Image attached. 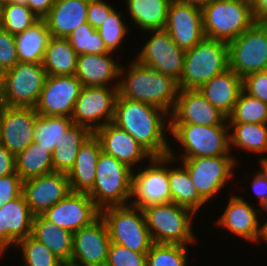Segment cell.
<instances>
[{
    "label": "cell",
    "mask_w": 267,
    "mask_h": 266,
    "mask_svg": "<svg viewBox=\"0 0 267 266\" xmlns=\"http://www.w3.org/2000/svg\"><path fill=\"white\" fill-rule=\"evenodd\" d=\"M112 122L128 132L153 157H165L172 148L166 136L170 133V115L163 109L118 95Z\"/></svg>",
    "instance_id": "cell-1"
},
{
    "label": "cell",
    "mask_w": 267,
    "mask_h": 266,
    "mask_svg": "<svg viewBox=\"0 0 267 266\" xmlns=\"http://www.w3.org/2000/svg\"><path fill=\"white\" fill-rule=\"evenodd\" d=\"M130 63L129 69L121 64L118 95L163 109L171 115L177 102L178 81L172 76L139 64L135 59Z\"/></svg>",
    "instance_id": "cell-2"
},
{
    "label": "cell",
    "mask_w": 267,
    "mask_h": 266,
    "mask_svg": "<svg viewBox=\"0 0 267 266\" xmlns=\"http://www.w3.org/2000/svg\"><path fill=\"white\" fill-rule=\"evenodd\" d=\"M201 8L205 37L226 43L239 37L257 21L250 0H214Z\"/></svg>",
    "instance_id": "cell-3"
},
{
    "label": "cell",
    "mask_w": 267,
    "mask_h": 266,
    "mask_svg": "<svg viewBox=\"0 0 267 266\" xmlns=\"http://www.w3.org/2000/svg\"><path fill=\"white\" fill-rule=\"evenodd\" d=\"M169 134L183 148L177 156L170 149L168 155L173 159L235 156L230 150L229 125L170 124Z\"/></svg>",
    "instance_id": "cell-4"
},
{
    "label": "cell",
    "mask_w": 267,
    "mask_h": 266,
    "mask_svg": "<svg viewBox=\"0 0 267 266\" xmlns=\"http://www.w3.org/2000/svg\"><path fill=\"white\" fill-rule=\"evenodd\" d=\"M143 212L153 243L187 246L197 242L192 226L196 214L191 209L169 202L149 205Z\"/></svg>",
    "instance_id": "cell-5"
},
{
    "label": "cell",
    "mask_w": 267,
    "mask_h": 266,
    "mask_svg": "<svg viewBox=\"0 0 267 266\" xmlns=\"http://www.w3.org/2000/svg\"><path fill=\"white\" fill-rule=\"evenodd\" d=\"M132 175L133 170L125 163L101 151L94 186L87 194L100 210L128 205L132 194Z\"/></svg>",
    "instance_id": "cell-6"
},
{
    "label": "cell",
    "mask_w": 267,
    "mask_h": 266,
    "mask_svg": "<svg viewBox=\"0 0 267 266\" xmlns=\"http://www.w3.org/2000/svg\"><path fill=\"white\" fill-rule=\"evenodd\" d=\"M229 68L228 43L204 37L192 49L185 50L179 89H198Z\"/></svg>",
    "instance_id": "cell-7"
},
{
    "label": "cell",
    "mask_w": 267,
    "mask_h": 266,
    "mask_svg": "<svg viewBox=\"0 0 267 266\" xmlns=\"http://www.w3.org/2000/svg\"><path fill=\"white\" fill-rule=\"evenodd\" d=\"M105 221L111 243L127 247L138 252L147 253L152 244L143 209L130 204L110 206L100 210Z\"/></svg>",
    "instance_id": "cell-8"
},
{
    "label": "cell",
    "mask_w": 267,
    "mask_h": 266,
    "mask_svg": "<svg viewBox=\"0 0 267 266\" xmlns=\"http://www.w3.org/2000/svg\"><path fill=\"white\" fill-rule=\"evenodd\" d=\"M148 165L141 168L139 165L132 175V194L130 205L143 209L153 204L171 202L168 165L177 163L169 155L165 157H152ZM134 197V199H133Z\"/></svg>",
    "instance_id": "cell-9"
},
{
    "label": "cell",
    "mask_w": 267,
    "mask_h": 266,
    "mask_svg": "<svg viewBox=\"0 0 267 266\" xmlns=\"http://www.w3.org/2000/svg\"><path fill=\"white\" fill-rule=\"evenodd\" d=\"M229 68L241 78L267 70V21H256L228 43Z\"/></svg>",
    "instance_id": "cell-10"
},
{
    "label": "cell",
    "mask_w": 267,
    "mask_h": 266,
    "mask_svg": "<svg viewBox=\"0 0 267 266\" xmlns=\"http://www.w3.org/2000/svg\"><path fill=\"white\" fill-rule=\"evenodd\" d=\"M47 73L42 63L18 62L3 72L5 106L35 107Z\"/></svg>",
    "instance_id": "cell-11"
},
{
    "label": "cell",
    "mask_w": 267,
    "mask_h": 266,
    "mask_svg": "<svg viewBox=\"0 0 267 266\" xmlns=\"http://www.w3.org/2000/svg\"><path fill=\"white\" fill-rule=\"evenodd\" d=\"M236 159L234 156H212L175 160L185 166L199 195L208 202L230 179L233 180Z\"/></svg>",
    "instance_id": "cell-12"
},
{
    "label": "cell",
    "mask_w": 267,
    "mask_h": 266,
    "mask_svg": "<svg viewBox=\"0 0 267 266\" xmlns=\"http://www.w3.org/2000/svg\"><path fill=\"white\" fill-rule=\"evenodd\" d=\"M118 87H83L71 116L73 124L87 127L92 133L113 121Z\"/></svg>",
    "instance_id": "cell-13"
},
{
    "label": "cell",
    "mask_w": 267,
    "mask_h": 266,
    "mask_svg": "<svg viewBox=\"0 0 267 266\" xmlns=\"http://www.w3.org/2000/svg\"><path fill=\"white\" fill-rule=\"evenodd\" d=\"M145 32L151 34V37L134 59L139 64L179 81L184 68L185 50L176 45L165 29Z\"/></svg>",
    "instance_id": "cell-14"
},
{
    "label": "cell",
    "mask_w": 267,
    "mask_h": 266,
    "mask_svg": "<svg viewBox=\"0 0 267 266\" xmlns=\"http://www.w3.org/2000/svg\"><path fill=\"white\" fill-rule=\"evenodd\" d=\"M83 88L75 75H47L35 111L43 116H66L71 118L75 102Z\"/></svg>",
    "instance_id": "cell-15"
},
{
    "label": "cell",
    "mask_w": 267,
    "mask_h": 266,
    "mask_svg": "<svg viewBox=\"0 0 267 266\" xmlns=\"http://www.w3.org/2000/svg\"><path fill=\"white\" fill-rule=\"evenodd\" d=\"M37 117L33 107L4 105L0 108V143L14 156L34 141Z\"/></svg>",
    "instance_id": "cell-16"
},
{
    "label": "cell",
    "mask_w": 267,
    "mask_h": 266,
    "mask_svg": "<svg viewBox=\"0 0 267 266\" xmlns=\"http://www.w3.org/2000/svg\"><path fill=\"white\" fill-rule=\"evenodd\" d=\"M41 215L58 227L74 233L98 219L100 209L87 193L70 192Z\"/></svg>",
    "instance_id": "cell-17"
},
{
    "label": "cell",
    "mask_w": 267,
    "mask_h": 266,
    "mask_svg": "<svg viewBox=\"0 0 267 266\" xmlns=\"http://www.w3.org/2000/svg\"><path fill=\"white\" fill-rule=\"evenodd\" d=\"M165 30L179 48L192 49L205 37L201 6L172 0Z\"/></svg>",
    "instance_id": "cell-18"
},
{
    "label": "cell",
    "mask_w": 267,
    "mask_h": 266,
    "mask_svg": "<svg viewBox=\"0 0 267 266\" xmlns=\"http://www.w3.org/2000/svg\"><path fill=\"white\" fill-rule=\"evenodd\" d=\"M111 240L101 216L73 233V266H105Z\"/></svg>",
    "instance_id": "cell-19"
},
{
    "label": "cell",
    "mask_w": 267,
    "mask_h": 266,
    "mask_svg": "<svg viewBox=\"0 0 267 266\" xmlns=\"http://www.w3.org/2000/svg\"><path fill=\"white\" fill-rule=\"evenodd\" d=\"M230 196L228 204L222 215L216 220V224L227 229L233 235L243 238L247 242L261 243L263 236V226L259 216V208L248 203L242 196Z\"/></svg>",
    "instance_id": "cell-20"
},
{
    "label": "cell",
    "mask_w": 267,
    "mask_h": 266,
    "mask_svg": "<svg viewBox=\"0 0 267 266\" xmlns=\"http://www.w3.org/2000/svg\"><path fill=\"white\" fill-rule=\"evenodd\" d=\"M71 192L67 174L53 171L23 181L22 194L34 215L42 214Z\"/></svg>",
    "instance_id": "cell-21"
},
{
    "label": "cell",
    "mask_w": 267,
    "mask_h": 266,
    "mask_svg": "<svg viewBox=\"0 0 267 266\" xmlns=\"http://www.w3.org/2000/svg\"><path fill=\"white\" fill-rule=\"evenodd\" d=\"M170 124L228 125L227 117L196 89H179Z\"/></svg>",
    "instance_id": "cell-22"
},
{
    "label": "cell",
    "mask_w": 267,
    "mask_h": 266,
    "mask_svg": "<svg viewBox=\"0 0 267 266\" xmlns=\"http://www.w3.org/2000/svg\"><path fill=\"white\" fill-rule=\"evenodd\" d=\"M99 139L101 149L118 161L125 163L132 170L136 165L151 159L153 156L146 151L128 132L113 122H109L94 132Z\"/></svg>",
    "instance_id": "cell-23"
},
{
    "label": "cell",
    "mask_w": 267,
    "mask_h": 266,
    "mask_svg": "<svg viewBox=\"0 0 267 266\" xmlns=\"http://www.w3.org/2000/svg\"><path fill=\"white\" fill-rule=\"evenodd\" d=\"M34 214L30 211L23 194L3 204L0 208V254L32 234ZM13 245V246H12Z\"/></svg>",
    "instance_id": "cell-24"
},
{
    "label": "cell",
    "mask_w": 267,
    "mask_h": 266,
    "mask_svg": "<svg viewBox=\"0 0 267 266\" xmlns=\"http://www.w3.org/2000/svg\"><path fill=\"white\" fill-rule=\"evenodd\" d=\"M114 54L109 52L99 55H78L75 76L82 83L83 87L110 85L111 87H118L121 64L114 60V57H112ZM115 79H117L116 83L113 82Z\"/></svg>",
    "instance_id": "cell-25"
},
{
    "label": "cell",
    "mask_w": 267,
    "mask_h": 266,
    "mask_svg": "<svg viewBox=\"0 0 267 266\" xmlns=\"http://www.w3.org/2000/svg\"><path fill=\"white\" fill-rule=\"evenodd\" d=\"M197 90L211 105L228 117L243 90L242 78L228 68L201 85Z\"/></svg>",
    "instance_id": "cell-26"
},
{
    "label": "cell",
    "mask_w": 267,
    "mask_h": 266,
    "mask_svg": "<svg viewBox=\"0 0 267 266\" xmlns=\"http://www.w3.org/2000/svg\"><path fill=\"white\" fill-rule=\"evenodd\" d=\"M90 0H56L43 18L52 37L68 38L72 31L87 22Z\"/></svg>",
    "instance_id": "cell-27"
},
{
    "label": "cell",
    "mask_w": 267,
    "mask_h": 266,
    "mask_svg": "<svg viewBox=\"0 0 267 266\" xmlns=\"http://www.w3.org/2000/svg\"><path fill=\"white\" fill-rule=\"evenodd\" d=\"M101 151L100 141L92 133L80 146L75 163L67 174L71 192L88 193L93 188Z\"/></svg>",
    "instance_id": "cell-28"
},
{
    "label": "cell",
    "mask_w": 267,
    "mask_h": 266,
    "mask_svg": "<svg viewBox=\"0 0 267 266\" xmlns=\"http://www.w3.org/2000/svg\"><path fill=\"white\" fill-rule=\"evenodd\" d=\"M31 235L48 247L63 264H70L73 233L58 227L39 214L34 215Z\"/></svg>",
    "instance_id": "cell-29"
},
{
    "label": "cell",
    "mask_w": 267,
    "mask_h": 266,
    "mask_svg": "<svg viewBox=\"0 0 267 266\" xmlns=\"http://www.w3.org/2000/svg\"><path fill=\"white\" fill-rule=\"evenodd\" d=\"M172 0H125L128 16L145 32L148 30H163L167 22V14Z\"/></svg>",
    "instance_id": "cell-30"
},
{
    "label": "cell",
    "mask_w": 267,
    "mask_h": 266,
    "mask_svg": "<svg viewBox=\"0 0 267 266\" xmlns=\"http://www.w3.org/2000/svg\"><path fill=\"white\" fill-rule=\"evenodd\" d=\"M18 60L23 63H42L52 38L44 19H39L25 31L14 35Z\"/></svg>",
    "instance_id": "cell-31"
},
{
    "label": "cell",
    "mask_w": 267,
    "mask_h": 266,
    "mask_svg": "<svg viewBox=\"0 0 267 266\" xmlns=\"http://www.w3.org/2000/svg\"><path fill=\"white\" fill-rule=\"evenodd\" d=\"M91 134L87 127L72 124L53 149V171L68 174L75 163L80 146Z\"/></svg>",
    "instance_id": "cell-32"
},
{
    "label": "cell",
    "mask_w": 267,
    "mask_h": 266,
    "mask_svg": "<svg viewBox=\"0 0 267 266\" xmlns=\"http://www.w3.org/2000/svg\"><path fill=\"white\" fill-rule=\"evenodd\" d=\"M78 54L68 38L52 37L46 47L43 68L47 75L71 76L77 69Z\"/></svg>",
    "instance_id": "cell-33"
},
{
    "label": "cell",
    "mask_w": 267,
    "mask_h": 266,
    "mask_svg": "<svg viewBox=\"0 0 267 266\" xmlns=\"http://www.w3.org/2000/svg\"><path fill=\"white\" fill-rule=\"evenodd\" d=\"M177 162L179 165L176 167L168 166L171 202L187 207L197 214L200 207L207 202L199 195L185 166L180 161Z\"/></svg>",
    "instance_id": "cell-34"
},
{
    "label": "cell",
    "mask_w": 267,
    "mask_h": 266,
    "mask_svg": "<svg viewBox=\"0 0 267 266\" xmlns=\"http://www.w3.org/2000/svg\"><path fill=\"white\" fill-rule=\"evenodd\" d=\"M230 150L232 147L245 152L264 155L267 152V124L228 123Z\"/></svg>",
    "instance_id": "cell-35"
},
{
    "label": "cell",
    "mask_w": 267,
    "mask_h": 266,
    "mask_svg": "<svg viewBox=\"0 0 267 266\" xmlns=\"http://www.w3.org/2000/svg\"><path fill=\"white\" fill-rule=\"evenodd\" d=\"M16 173L24 181L53 172L52 153L38 142H32L15 156Z\"/></svg>",
    "instance_id": "cell-36"
},
{
    "label": "cell",
    "mask_w": 267,
    "mask_h": 266,
    "mask_svg": "<svg viewBox=\"0 0 267 266\" xmlns=\"http://www.w3.org/2000/svg\"><path fill=\"white\" fill-rule=\"evenodd\" d=\"M73 124L66 116L38 115L35 123L34 142H38L51 153L55 145L62 139L65 131Z\"/></svg>",
    "instance_id": "cell-37"
},
{
    "label": "cell",
    "mask_w": 267,
    "mask_h": 266,
    "mask_svg": "<svg viewBox=\"0 0 267 266\" xmlns=\"http://www.w3.org/2000/svg\"><path fill=\"white\" fill-rule=\"evenodd\" d=\"M227 121L228 123L267 124V103L242 90Z\"/></svg>",
    "instance_id": "cell-38"
},
{
    "label": "cell",
    "mask_w": 267,
    "mask_h": 266,
    "mask_svg": "<svg viewBox=\"0 0 267 266\" xmlns=\"http://www.w3.org/2000/svg\"><path fill=\"white\" fill-rule=\"evenodd\" d=\"M38 20L39 18L27 5L7 1L2 3L0 27L12 35L25 31Z\"/></svg>",
    "instance_id": "cell-39"
},
{
    "label": "cell",
    "mask_w": 267,
    "mask_h": 266,
    "mask_svg": "<svg viewBox=\"0 0 267 266\" xmlns=\"http://www.w3.org/2000/svg\"><path fill=\"white\" fill-rule=\"evenodd\" d=\"M15 247L18 250L21 249L23 266H61L63 264L48 247L32 235L20 239Z\"/></svg>",
    "instance_id": "cell-40"
},
{
    "label": "cell",
    "mask_w": 267,
    "mask_h": 266,
    "mask_svg": "<svg viewBox=\"0 0 267 266\" xmlns=\"http://www.w3.org/2000/svg\"><path fill=\"white\" fill-rule=\"evenodd\" d=\"M187 251L181 244L153 243L146 254L147 266H187Z\"/></svg>",
    "instance_id": "cell-41"
},
{
    "label": "cell",
    "mask_w": 267,
    "mask_h": 266,
    "mask_svg": "<svg viewBox=\"0 0 267 266\" xmlns=\"http://www.w3.org/2000/svg\"><path fill=\"white\" fill-rule=\"evenodd\" d=\"M71 47L78 55L81 54H106L104 42L97 32L88 22L78 26L68 36Z\"/></svg>",
    "instance_id": "cell-42"
},
{
    "label": "cell",
    "mask_w": 267,
    "mask_h": 266,
    "mask_svg": "<svg viewBox=\"0 0 267 266\" xmlns=\"http://www.w3.org/2000/svg\"><path fill=\"white\" fill-rule=\"evenodd\" d=\"M122 13L117 12L114 8L104 21L101 27L97 29V32L101 36L106 49L109 52L115 53L122 48L124 37H126L129 29L127 24L123 20Z\"/></svg>",
    "instance_id": "cell-43"
},
{
    "label": "cell",
    "mask_w": 267,
    "mask_h": 266,
    "mask_svg": "<svg viewBox=\"0 0 267 266\" xmlns=\"http://www.w3.org/2000/svg\"><path fill=\"white\" fill-rule=\"evenodd\" d=\"M146 254L132 251L116 243H110L105 266H147Z\"/></svg>",
    "instance_id": "cell-44"
},
{
    "label": "cell",
    "mask_w": 267,
    "mask_h": 266,
    "mask_svg": "<svg viewBox=\"0 0 267 266\" xmlns=\"http://www.w3.org/2000/svg\"><path fill=\"white\" fill-rule=\"evenodd\" d=\"M18 54L14 35L0 27V71L3 73L17 63Z\"/></svg>",
    "instance_id": "cell-45"
},
{
    "label": "cell",
    "mask_w": 267,
    "mask_h": 266,
    "mask_svg": "<svg viewBox=\"0 0 267 266\" xmlns=\"http://www.w3.org/2000/svg\"><path fill=\"white\" fill-rule=\"evenodd\" d=\"M242 89L248 95L267 103V70L253 72L243 77Z\"/></svg>",
    "instance_id": "cell-46"
},
{
    "label": "cell",
    "mask_w": 267,
    "mask_h": 266,
    "mask_svg": "<svg viewBox=\"0 0 267 266\" xmlns=\"http://www.w3.org/2000/svg\"><path fill=\"white\" fill-rule=\"evenodd\" d=\"M22 184L17 173L0 177V208L22 194Z\"/></svg>",
    "instance_id": "cell-47"
},
{
    "label": "cell",
    "mask_w": 267,
    "mask_h": 266,
    "mask_svg": "<svg viewBox=\"0 0 267 266\" xmlns=\"http://www.w3.org/2000/svg\"><path fill=\"white\" fill-rule=\"evenodd\" d=\"M114 9L104 0H90L88 5L87 22L94 28L102 26L109 13Z\"/></svg>",
    "instance_id": "cell-48"
},
{
    "label": "cell",
    "mask_w": 267,
    "mask_h": 266,
    "mask_svg": "<svg viewBox=\"0 0 267 266\" xmlns=\"http://www.w3.org/2000/svg\"><path fill=\"white\" fill-rule=\"evenodd\" d=\"M16 173L15 156L0 143V177Z\"/></svg>",
    "instance_id": "cell-49"
},
{
    "label": "cell",
    "mask_w": 267,
    "mask_h": 266,
    "mask_svg": "<svg viewBox=\"0 0 267 266\" xmlns=\"http://www.w3.org/2000/svg\"><path fill=\"white\" fill-rule=\"evenodd\" d=\"M252 175L251 188L255 196L259 199L260 206L267 203V181L266 179L257 171Z\"/></svg>",
    "instance_id": "cell-50"
},
{
    "label": "cell",
    "mask_w": 267,
    "mask_h": 266,
    "mask_svg": "<svg viewBox=\"0 0 267 266\" xmlns=\"http://www.w3.org/2000/svg\"><path fill=\"white\" fill-rule=\"evenodd\" d=\"M56 0H29L28 7L39 18L43 19L50 11Z\"/></svg>",
    "instance_id": "cell-51"
},
{
    "label": "cell",
    "mask_w": 267,
    "mask_h": 266,
    "mask_svg": "<svg viewBox=\"0 0 267 266\" xmlns=\"http://www.w3.org/2000/svg\"><path fill=\"white\" fill-rule=\"evenodd\" d=\"M250 4L257 21H267V0H250Z\"/></svg>",
    "instance_id": "cell-52"
},
{
    "label": "cell",
    "mask_w": 267,
    "mask_h": 266,
    "mask_svg": "<svg viewBox=\"0 0 267 266\" xmlns=\"http://www.w3.org/2000/svg\"><path fill=\"white\" fill-rule=\"evenodd\" d=\"M260 171H258L267 181V156H261L259 158Z\"/></svg>",
    "instance_id": "cell-53"
},
{
    "label": "cell",
    "mask_w": 267,
    "mask_h": 266,
    "mask_svg": "<svg viewBox=\"0 0 267 266\" xmlns=\"http://www.w3.org/2000/svg\"><path fill=\"white\" fill-rule=\"evenodd\" d=\"M4 105L3 73L0 71V108Z\"/></svg>",
    "instance_id": "cell-54"
},
{
    "label": "cell",
    "mask_w": 267,
    "mask_h": 266,
    "mask_svg": "<svg viewBox=\"0 0 267 266\" xmlns=\"http://www.w3.org/2000/svg\"><path fill=\"white\" fill-rule=\"evenodd\" d=\"M178 1L185 2V3H192V4L202 7L203 5L210 3L214 0H178Z\"/></svg>",
    "instance_id": "cell-55"
},
{
    "label": "cell",
    "mask_w": 267,
    "mask_h": 266,
    "mask_svg": "<svg viewBox=\"0 0 267 266\" xmlns=\"http://www.w3.org/2000/svg\"><path fill=\"white\" fill-rule=\"evenodd\" d=\"M7 2H12V3H15V4L27 5L28 6L29 0H7Z\"/></svg>",
    "instance_id": "cell-56"
},
{
    "label": "cell",
    "mask_w": 267,
    "mask_h": 266,
    "mask_svg": "<svg viewBox=\"0 0 267 266\" xmlns=\"http://www.w3.org/2000/svg\"><path fill=\"white\" fill-rule=\"evenodd\" d=\"M262 241L267 243V223L263 226V236Z\"/></svg>",
    "instance_id": "cell-57"
},
{
    "label": "cell",
    "mask_w": 267,
    "mask_h": 266,
    "mask_svg": "<svg viewBox=\"0 0 267 266\" xmlns=\"http://www.w3.org/2000/svg\"><path fill=\"white\" fill-rule=\"evenodd\" d=\"M261 207L259 209V212H262L263 210H264V212L267 211V203L262 204ZM266 223H267V220L262 223V226H264Z\"/></svg>",
    "instance_id": "cell-58"
},
{
    "label": "cell",
    "mask_w": 267,
    "mask_h": 266,
    "mask_svg": "<svg viewBox=\"0 0 267 266\" xmlns=\"http://www.w3.org/2000/svg\"><path fill=\"white\" fill-rule=\"evenodd\" d=\"M2 3H3V2L0 0V16H1Z\"/></svg>",
    "instance_id": "cell-59"
},
{
    "label": "cell",
    "mask_w": 267,
    "mask_h": 266,
    "mask_svg": "<svg viewBox=\"0 0 267 266\" xmlns=\"http://www.w3.org/2000/svg\"><path fill=\"white\" fill-rule=\"evenodd\" d=\"M61 266H73L71 264H62Z\"/></svg>",
    "instance_id": "cell-60"
}]
</instances>
